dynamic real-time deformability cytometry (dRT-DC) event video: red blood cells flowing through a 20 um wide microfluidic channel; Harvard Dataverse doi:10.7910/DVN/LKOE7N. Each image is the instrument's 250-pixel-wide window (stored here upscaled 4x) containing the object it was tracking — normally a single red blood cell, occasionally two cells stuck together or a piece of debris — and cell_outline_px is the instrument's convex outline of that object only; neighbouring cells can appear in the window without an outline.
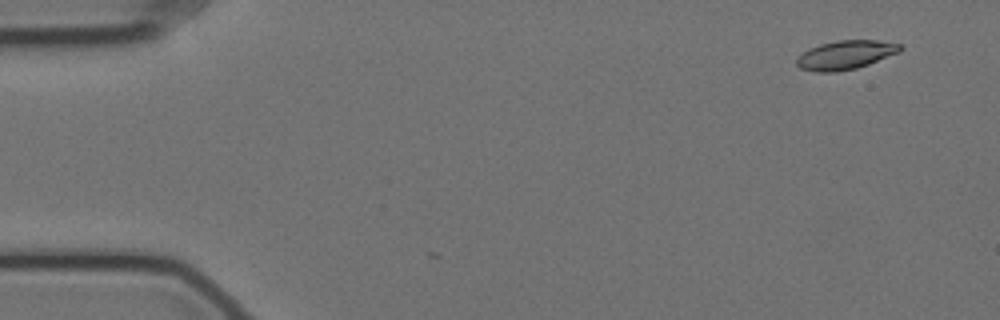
{"species": "Egyptian fruit bat (a non-hibernating species)", "species_latin": "Rousettus aegyptiacus", "temperature_condition": "cold", "stored_images_in_passage": 4, "camera_frame_rate_fps": 3000, "um_per_image_px": 0.085, "animal": {"sex": "female"}, "frame": {"image": 1, "passage_image": 4, "time_ms": 1.0, "image_size_px": [1000, 320], "cell_outline_px": [[904, 48], [900, 52], [868, 64], [856, 68], [836, 72], [816, 72], [800, 68], [796, 64], [796, 60], [808, 48], [820, 44], [836, 40], [876, 40], [900, 44]], "centroid_in_image_um": [71.87, 4.66], "position_along_channel_um": 13.1, "area_um2": 17.4}}